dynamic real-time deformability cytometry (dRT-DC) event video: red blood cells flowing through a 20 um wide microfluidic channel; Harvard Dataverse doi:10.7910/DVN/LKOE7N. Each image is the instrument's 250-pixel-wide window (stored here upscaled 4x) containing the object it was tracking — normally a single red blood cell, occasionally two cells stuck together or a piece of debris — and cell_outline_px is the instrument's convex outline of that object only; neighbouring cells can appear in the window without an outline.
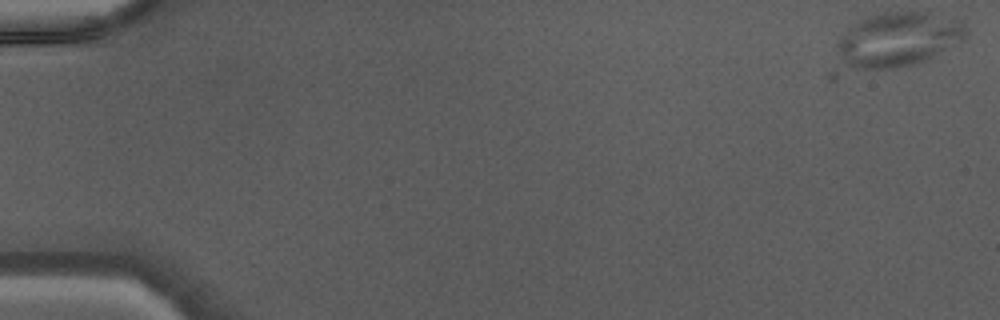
{"species": "Egyptian fruit bat (a non-hibernating species)", "species_latin": "Rousettus aegyptiacus", "temperature_condition": "warm", "stored_images_in_passage": 46, "camera_frame_rate_fps": 3000, "um_per_image_px": 0.085, "animal": {"sex": "male"}, "frame": {"image": 1, "passage_image": 1, "time_ms": 0.0, "image_size_px": [1000, 320], "cell_outline_px": [[968, 32], [964, 40], [916, 64], [892, 68], [856, 68], [848, 64], [844, 60], [836, 44], [840, 36], [856, 20], [868, 16], [888, 12], [928, 12], [960, 20], [964, 24]], "centroid_in_image_um": [76.38, 3.31], "position_along_channel_um": 8.6, "area_um2": 40.23}}
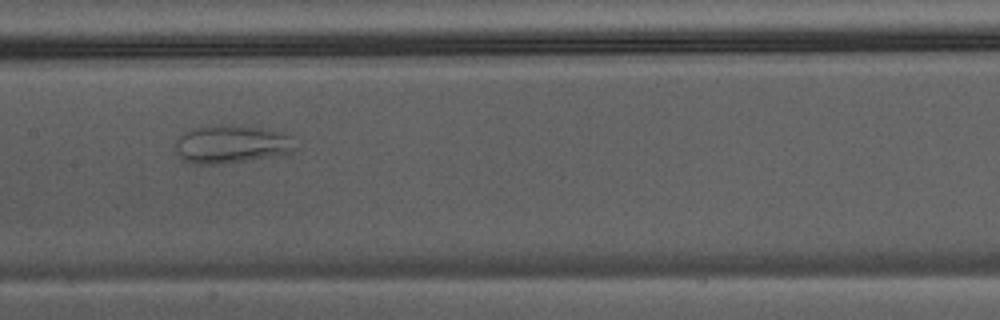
{"frame": {"image": 2, "passage_image": 24, "time_ms": 7.667, "image_size_px": [1000, 320], "cell_outline_px": [[296, 148], [292, 152], [244, 160], [216, 164], [200, 164], [184, 160], [176, 152], [176, 140], [184, 132], [192, 128], [224, 124], [232, 124], [268, 128], [292, 136]], "centroid_in_image_um": [19.68, 12.22], "position_along_channel_um": 187.7, "area_um2": 26.47}}
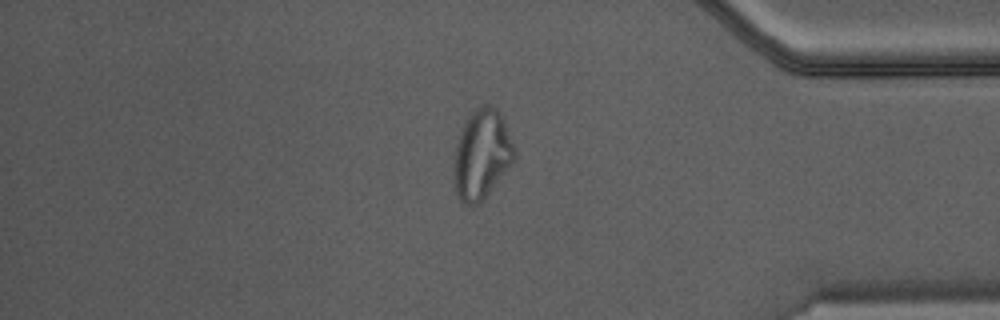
{"frame": {"image": 3, "passage_image": 39, "time_ms": 12.667, "image_size_px": [1000, 320], "cell_outline_px": [[516, 160], [484, 200], [476, 204], [464, 204], [460, 200], [456, 192], [452, 172], [456, 144], [460, 132], [464, 124], [472, 112], [484, 104], [492, 104], [500, 112], [504, 120], [516, 152]], "centroid_in_image_um": [40.96, 13.15], "position_along_channel_um": 394.2, "area_um2": 31.91}}